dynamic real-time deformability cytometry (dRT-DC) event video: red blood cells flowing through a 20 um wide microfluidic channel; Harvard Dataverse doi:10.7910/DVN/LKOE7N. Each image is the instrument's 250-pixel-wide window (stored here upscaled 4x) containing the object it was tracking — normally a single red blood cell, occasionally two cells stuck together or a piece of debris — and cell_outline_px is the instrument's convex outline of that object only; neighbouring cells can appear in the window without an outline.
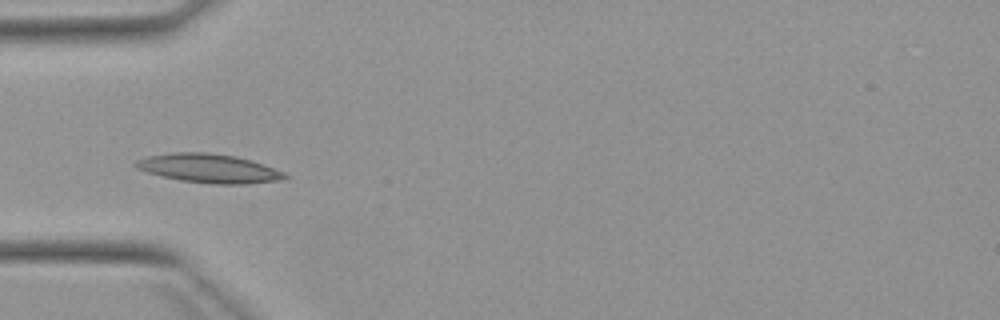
{"species": "Egyptian fruit bat (a non-hibernating species)", "species_latin": "Rousettus aegyptiacus", "temperature_condition": "warm", "stored_images_in_passage": 7, "camera_frame_rate_fps": 3000, "um_per_image_px": 0.085, "animal": {"sex": "female"}, "frame": {"image": 1, "passage_image": 5, "time_ms": 4.667, "image_size_px": [1000, 320], "cell_outline_px": [[288, 180], [248, 184], [216, 184], [180, 180], [148, 172], [136, 168], [132, 164], [136, 160], [148, 156], [176, 152], [204, 152], [236, 156], [284, 172], [288, 176]], "centroid_in_image_um": [17.77, 14.32], "position_along_channel_um": 67.2, "area_um2": 24.91}}
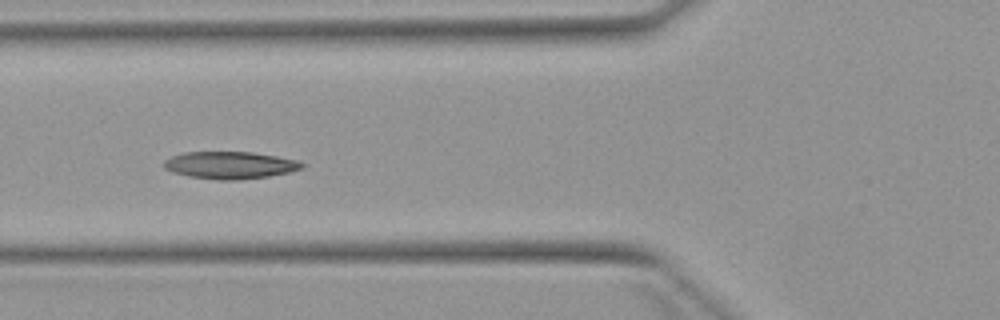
{"frame": {"image": 2, "passage_image": 6, "time_ms": 5.667, "image_size_px": [1000, 320], "cell_outline_px": [[304, 168], [288, 172], [268, 176], [236, 180], [220, 180], [188, 176], [172, 172], [164, 168], [164, 160], [172, 156], [184, 152], [252, 152], [300, 160], [304, 164]], "centroid_in_image_um": [19.56, 14.03], "position_along_channel_um": 106.2, "area_um2": 21.91}}
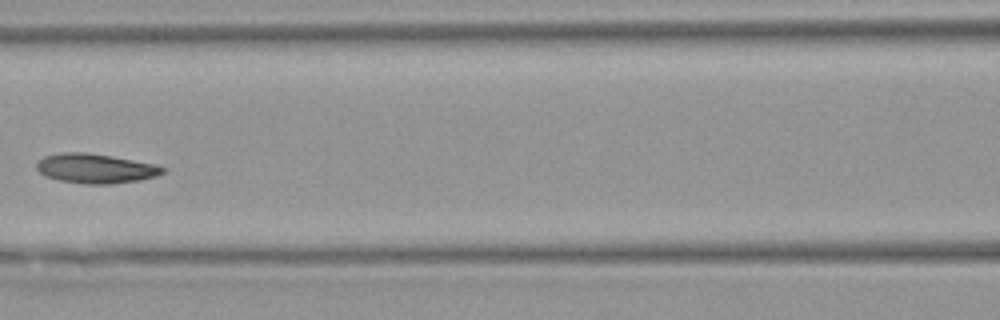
{"frame": {"image": 3, "passage_image": 7, "time_ms": 7.0, "image_size_px": [1000, 320], "cell_outline_px": [[164, 172], [156, 176], [140, 180], [112, 184], [84, 184], [60, 180], [44, 176], [36, 168], [36, 164], [44, 156], [60, 152], [84, 152], [112, 156], [156, 164], [164, 168]], "centroid_in_image_um": [8.11, 14.32], "position_along_channel_um": 158.5, "area_um2": 21.73}}